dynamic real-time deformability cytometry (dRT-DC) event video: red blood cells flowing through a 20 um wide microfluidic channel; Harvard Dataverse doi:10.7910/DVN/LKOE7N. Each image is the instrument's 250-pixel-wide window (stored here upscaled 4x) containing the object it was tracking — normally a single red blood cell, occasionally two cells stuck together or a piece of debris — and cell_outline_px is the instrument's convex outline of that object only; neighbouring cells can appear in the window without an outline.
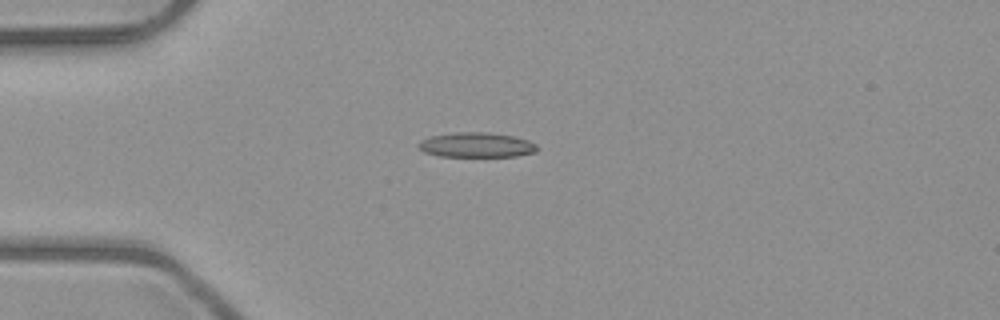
{"species": "common noctule bat (a hibernating species)", "species_latin": "Nyctalus noctula", "temperature_condition": "room temperature", "stored_images_in_passage": 39, "camera_frame_rate_fps": 3000, "um_per_image_px": 0.085, "animal": {"sex": "male", "body_mass_g": 23.1, "forearm_length_mm": 52.7}, "frame": {"image": 1, "passage_image": 1, "time_ms": 0.0, "image_size_px": [1000, 320], "cell_outline_px": [[540, 148], [536, 152], [516, 156], [440, 156], [424, 152], [416, 148], [416, 144], [420, 140], [432, 136], [456, 132], [488, 132], [512, 136], [528, 140], [536, 144]], "centroid_in_image_um": [40.48, 12.32], "position_along_channel_um": 44.5, "area_um2": 17.28}}
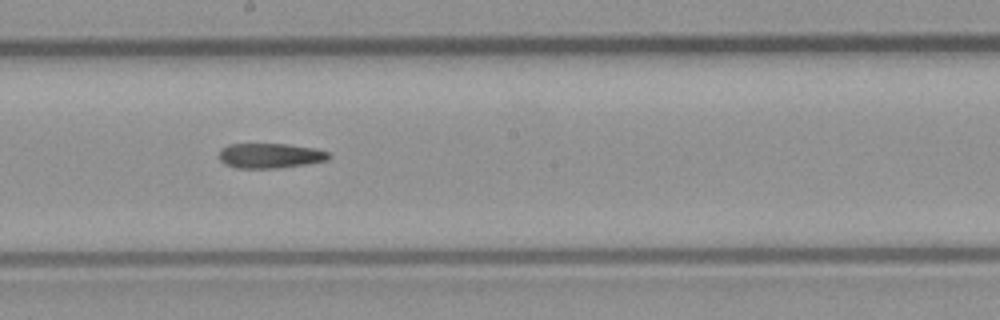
{"frame": {"image": 2, "passage_image": 16, "time_ms": 5.0, "image_size_px": [1000, 320], "cell_outline_px": [[332, 156], [328, 160], [308, 164], [276, 168], [236, 168], [224, 164], [220, 160], [220, 148], [228, 144], [288, 144], [316, 148], [328, 152]], "centroid_in_image_um": [22.98, 13.23], "position_along_channel_um": 225.2, "area_um2": 16.13}}
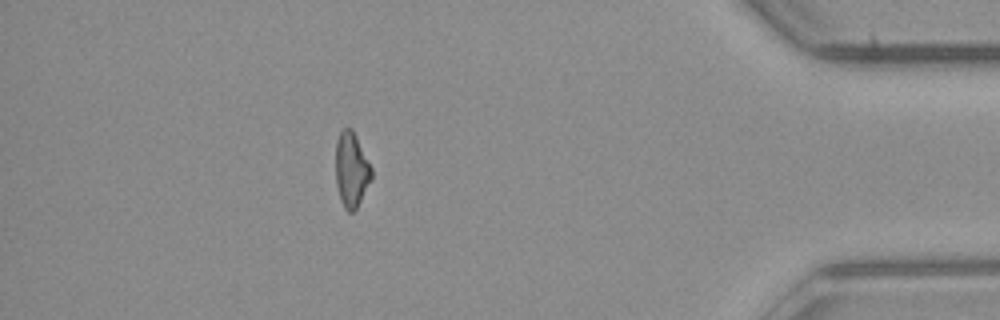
{"frame": {"image": 3, "passage_image": 33, "time_ms": 10.667, "image_size_px": [1000, 320], "cell_outline_px": [[372, 180], [356, 208], [352, 212], [348, 212], [344, 208], [340, 200], [336, 184], [336, 140], [340, 132], [344, 128], [352, 128], [372, 168]], "centroid_in_image_um": [29.87, 14.44], "position_along_channel_um": 405.3, "area_um2": 15.66}}